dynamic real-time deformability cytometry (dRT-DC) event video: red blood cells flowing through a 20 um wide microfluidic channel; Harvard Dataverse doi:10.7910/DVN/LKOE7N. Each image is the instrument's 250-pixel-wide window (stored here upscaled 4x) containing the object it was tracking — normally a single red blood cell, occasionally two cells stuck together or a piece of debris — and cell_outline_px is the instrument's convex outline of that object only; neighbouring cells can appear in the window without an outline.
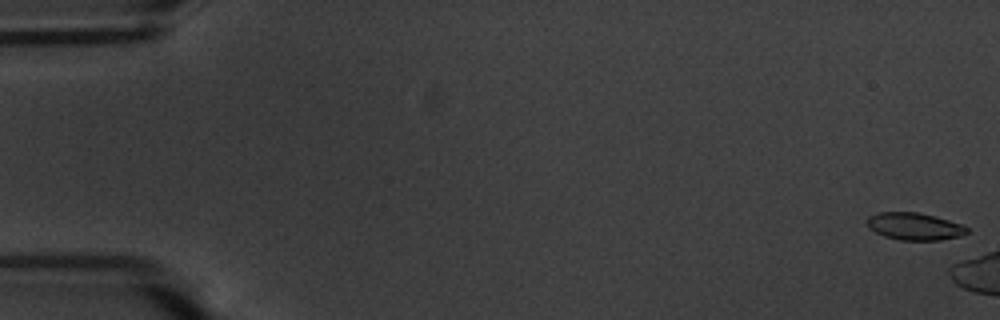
{"species": "common noctule bat (a hibernating species)", "species_latin": "Nyctalus noctula", "temperature_condition": "warm", "stored_images_in_passage": 6, "camera_frame_rate_fps": 3000, "um_per_image_px": 0.085, "animal": {"sex": "male", "body_mass_g": 20.1, "forearm_length_mm": 53.5}, "frame": {"image": 1, "passage_image": 1, "time_ms": 0.0, "image_size_px": [1000, 320], "cell_outline_px": [[968, 232], [960, 236], [940, 240], [900, 240], [884, 236], [868, 228], [864, 220], [868, 216], [876, 212], [920, 212], [936, 216], [960, 224], [968, 228]], "centroid_in_image_um": [77.67, 19.23], "position_along_channel_um": 7.3, "area_um2": 16.07}}